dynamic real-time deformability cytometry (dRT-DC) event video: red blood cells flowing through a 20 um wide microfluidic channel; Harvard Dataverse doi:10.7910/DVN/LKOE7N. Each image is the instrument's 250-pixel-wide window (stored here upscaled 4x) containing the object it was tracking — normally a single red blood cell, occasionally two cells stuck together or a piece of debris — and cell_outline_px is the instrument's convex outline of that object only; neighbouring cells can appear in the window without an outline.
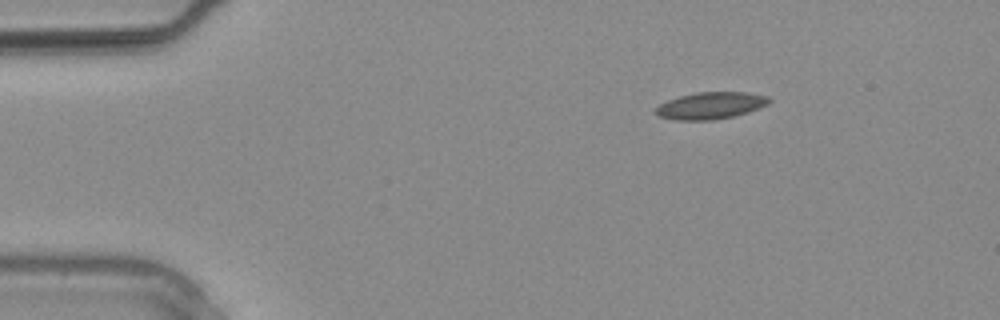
{"species": "common noctule bat (a hibernating species)", "species_latin": "Nyctalus noctula", "temperature_condition": "warm", "stored_images_in_passage": 3, "camera_frame_rate_fps": 3000, "um_per_image_px": 0.085, "animal": {"sex": "male", "body_mass_g": 20.4}, "frame": {"image": 1, "passage_image": 2, "time_ms": 0.333, "image_size_px": [1000, 320], "cell_outline_px": [[772, 100], [768, 104], [760, 108], [748, 112], [732, 116], [712, 120], [672, 120], [656, 116], [652, 112], [660, 104], [668, 100], [680, 96], [696, 92], [748, 92], [768, 96]], "centroid_in_image_um": [60.38, 8.98], "position_along_channel_um": 24.6, "area_um2": 17.98}}